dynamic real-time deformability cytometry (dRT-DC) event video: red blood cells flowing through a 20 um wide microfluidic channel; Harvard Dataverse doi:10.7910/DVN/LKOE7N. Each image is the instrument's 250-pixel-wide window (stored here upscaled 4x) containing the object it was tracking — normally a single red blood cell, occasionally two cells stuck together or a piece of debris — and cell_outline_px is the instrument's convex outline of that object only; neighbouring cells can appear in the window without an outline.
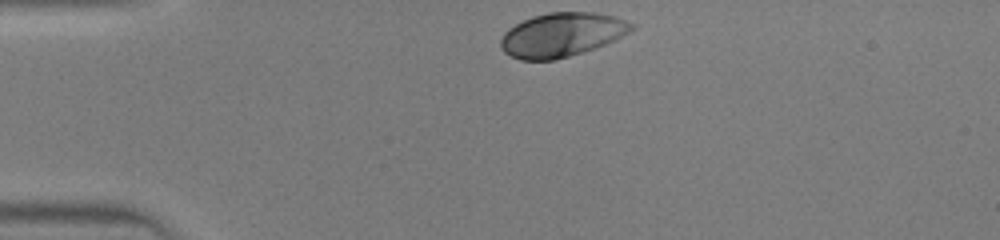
{"species": "human", "species_latin": "Homo sapiens", "temperature_condition": "warm", "stored_images_in_passage": 28, "camera_frame_rate_fps": 3000, "um_per_image_px": 0.085, "donor": {"sex": "male"}, "frame": {"image": 1, "passage_image": 1, "time_ms": 0.0, "image_size_px": [1000, 240], "cell_outline_px": [[636, 28], [596, 48], [556, 60], [520, 60], [504, 52], [500, 48], [500, 40], [504, 32], [508, 28], [532, 16], [548, 12], [596, 12], [616, 16], [636, 24]], "centroid_in_image_um": [47.75, 2.95], "position_along_channel_um": 37.3, "area_um2": 33.7}}
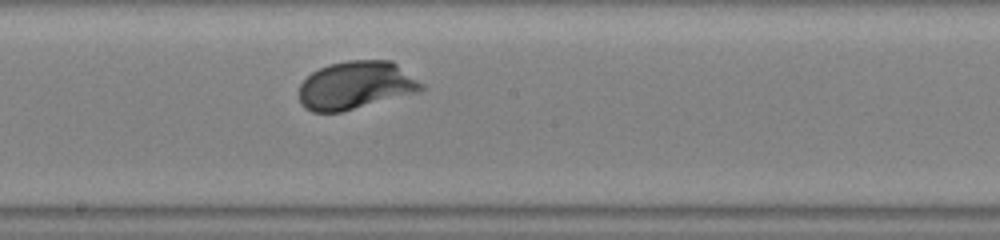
{"frame": {"image": 2, "passage_image": 16, "time_ms": 5.0, "image_size_px": [1000, 240], "cell_outline_px": [[424, 88], [420, 92], [340, 112], [312, 112], [304, 108], [300, 104], [300, 84], [312, 72], [328, 64], [348, 60], [392, 60], [424, 84]], "centroid_in_image_um": [30.25, 7.25], "position_along_channel_um": 217.9, "area_um2": 34.33}}
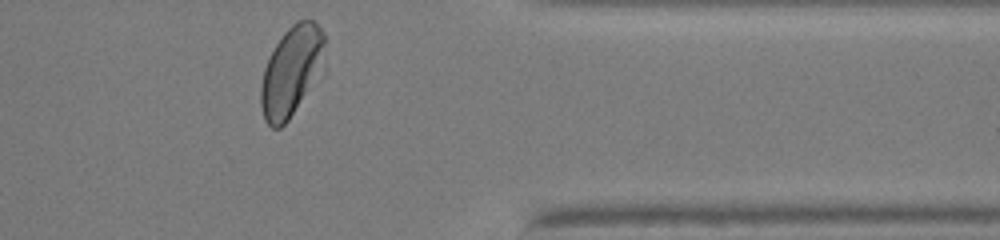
{"frame": {"image": 3, "passage_image": 28, "time_ms": 9.0, "image_size_px": [1000, 240], "cell_outline_px": [[324, 76], [288, 120], [280, 128], [272, 128], [264, 120], [260, 104], [260, 88], [264, 68], [276, 44], [284, 32], [296, 20], [312, 20], [324, 32]], "centroid_in_image_um": [24.82, 6.1], "position_along_channel_um": 386.6, "area_um2": 34.33}}